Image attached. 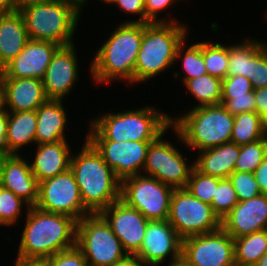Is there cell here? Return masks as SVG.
Here are the masks:
<instances>
[{
	"label": "cell",
	"mask_w": 267,
	"mask_h": 266,
	"mask_svg": "<svg viewBox=\"0 0 267 266\" xmlns=\"http://www.w3.org/2000/svg\"><path fill=\"white\" fill-rule=\"evenodd\" d=\"M0 83L2 106L8 112L36 110L48 100L42 79L0 78Z\"/></svg>",
	"instance_id": "20"
},
{
	"label": "cell",
	"mask_w": 267,
	"mask_h": 266,
	"mask_svg": "<svg viewBox=\"0 0 267 266\" xmlns=\"http://www.w3.org/2000/svg\"><path fill=\"white\" fill-rule=\"evenodd\" d=\"M32 40L72 45L81 13L66 0L17 5Z\"/></svg>",
	"instance_id": "7"
},
{
	"label": "cell",
	"mask_w": 267,
	"mask_h": 266,
	"mask_svg": "<svg viewBox=\"0 0 267 266\" xmlns=\"http://www.w3.org/2000/svg\"><path fill=\"white\" fill-rule=\"evenodd\" d=\"M170 127L150 143L142 173L155 177L173 189H185L194 162L188 164L177 148L162 139Z\"/></svg>",
	"instance_id": "11"
},
{
	"label": "cell",
	"mask_w": 267,
	"mask_h": 266,
	"mask_svg": "<svg viewBox=\"0 0 267 266\" xmlns=\"http://www.w3.org/2000/svg\"><path fill=\"white\" fill-rule=\"evenodd\" d=\"M55 0H16L17 5H28L31 3L52 2Z\"/></svg>",
	"instance_id": "52"
},
{
	"label": "cell",
	"mask_w": 267,
	"mask_h": 266,
	"mask_svg": "<svg viewBox=\"0 0 267 266\" xmlns=\"http://www.w3.org/2000/svg\"><path fill=\"white\" fill-rule=\"evenodd\" d=\"M179 22L144 23L143 38L134 69V83H143L166 71L176 61L178 46L187 38Z\"/></svg>",
	"instance_id": "5"
},
{
	"label": "cell",
	"mask_w": 267,
	"mask_h": 266,
	"mask_svg": "<svg viewBox=\"0 0 267 266\" xmlns=\"http://www.w3.org/2000/svg\"><path fill=\"white\" fill-rule=\"evenodd\" d=\"M267 157V139L240 146V153L234 165V171L254 173L256 168Z\"/></svg>",
	"instance_id": "33"
},
{
	"label": "cell",
	"mask_w": 267,
	"mask_h": 266,
	"mask_svg": "<svg viewBox=\"0 0 267 266\" xmlns=\"http://www.w3.org/2000/svg\"><path fill=\"white\" fill-rule=\"evenodd\" d=\"M60 46L51 41L30 39L9 63L0 78L42 79L53 54Z\"/></svg>",
	"instance_id": "18"
},
{
	"label": "cell",
	"mask_w": 267,
	"mask_h": 266,
	"mask_svg": "<svg viewBox=\"0 0 267 266\" xmlns=\"http://www.w3.org/2000/svg\"><path fill=\"white\" fill-rule=\"evenodd\" d=\"M171 119L177 138L189 149L203 151L231 142L232 115L222 104L192 108L187 114Z\"/></svg>",
	"instance_id": "6"
},
{
	"label": "cell",
	"mask_w": 267,
	"mask_h": 266,
	"mask_svg": "<svg viewBox=\"0 0 267 266\" xmlns=\"http://www.w3.org/2000/svg\"><path fill=\"white\" fill-rule=\"evenodd\" d=\"M29 40L25 20L18 9L0 15V56L5 65L22 51Z\"/></svg>",
	"instance_id": "25"
},
{
	"label": "cell",
	"mask_w": 267,
	"mask_h": 266,
	"mask_svg": "<svg viewBox=\"0 0 267 266\" xmlns=\"http://www.w3.org/2000/svg\"><path fill=\"white\" fill-rule=\"evenodd\" d=\"M180 0H145V12H146V23L151 22H178L177 20L171 19L170 21L165 18V20L162 18H158V15L168 8L169 6H172V4ZM160 12V13H159Z\"/></svg>",
	"instance_id": "42"
},
{
	"label": "cell",
	"mask_w": 267,
	"mask_h": 266,
	"mask_svg": "<svg viewBox=\"0 0 267 266\" xmlns=\"http://www.w3.org/2000/svg\"><path fill=\"white\" fill-rule=\"evenodd\" d=\"M239 202L246 201L260 195V188L253 173L234 171L230 176Z\"/></svg>",
	"instance_id": "37"
},
{
	"label": "cell",
	"mask_w": 267,
	"mask_h": 266,
	"mask_svg": "<svg viewBox=\"0 0 267 266\" xmlns=\"http://www.w3.org/2000/svg\"><path fill=\"white\" fill-rule=\"evenodd\" d=\"M110 4L119 5V8L125 13L138 14L140 18L138 20H131L125 22H140L146 23V12L144 0H112Z\"/></svg>",
	"instance_id": "43"
},
{
	"label": "cell",
	"mask_w": 267,
	"mask_h": 266,
	"mask_svg": "<svg viewBox=\"0 0 267 266\" xmlns=\"http://www.w3.org/2000/svg\"><path fill=\"white\" fill-rule=\"evenodd\" d=\"M236 266H255L267 253V230L234 239Z\"/></svg>",
	"instance_id": "27"
},
{
	"label": "cell",
	"mask_w": 267,
	"mask_h": 266,
	"mask_svg": "<svg viewBox=\"0 0 267 266\" xmlns=\"http://www.w3.org/2000/svg\"><path fill=\"white\" fill-rule=\"evenodd\" d=\"M169 266H193V265L185 257L180 255L174 260H171Z\"/></svg>",
	"instance_id": "50"
},
{
	"label": "cell",
	"mask_w": 267,
	"mask_h": 266,
	"mask_svg": "<svg viewBox=\"0 0 267 266\" xmlns=\"http://www.w3.org/2000/svg\"><path fill=\"white\" fill-rule=\"evenodd\" d=\"M185 42L183 41L177 49L175 61L181 59L182 60V67L184 72L183 81L197 78L199 76H203L207 74V69L204 64V58L202 54V41L190 45L185 51L183 52V46Z\"/></svg>",
	"instance_id": "32"
},
{
	"label": "cell",
	"mask_w": 267,
	"mask_h": 266,
	"mask_svg": "<svg viewBox=\"0 0 267 266\" xmlns=\"http://www.w3.org/2000/svg\"><path fill=\"white\" fill-rule=\"evenodd\" d=\"M99 214L109 224L127 254L134 256L141 248L150 220L121 199L103 209Z\"/></svg>",
	"instance_id": "15"
},
{
	"label": "cell",
	"mask_w": 267,
	"mask_h": 266,
	"mask_svg": "<svg viewBox=\"0 0 267 266\" xmlns=\"http://www.w3.org/2000/svg\"><path fill=\"white\" fill-rule=\"evenodd\" d=\"M221 104L232 115H237L244 112H255L254 90L252 92H249V97L221 99Z\"/></svg>",
	"instance_id": "41"
},
{
	"label": "cell",
	"mask_w": 267,
	"mask_h": 266,
	"mask_svg": "<svg viewBox=\"0 0 267 266\" xmlns=\"http://www.w3.org/2000/svg\"><path fill=\"white\" fill-rule=\"evenodd\" d=\"M261 194H267V157L261 162L253 173Z\"/></svg>",
	"instance_id": "45"
},
{
	"label": "cell",
	"mask_w": 267,
	"mask_h": 266,
	"mask_svg": "<svg viewBox=\"0 0 267 266\" xmlns=\"http://www.w3.org/2000/svg\"><path fill=\"white\" fill-rule=\"evenodd\" d=\"M101 154L103 160L122 181L142 174L147 151L152 141H89Z\"/></svg>",
	"instance_id": "14"
},
{
	"label": "cell",
	"mask_w": 267,
	"mask_h": 266,
	"mask_svg": "<svg viewBox=\"0 0 267 266\" xmlns=\"http://www.w3.org/2000/svg\"><path fill=\"white\" fill-rule=\"evenodd\" d=\"M240 153V145L233 142L200 151L194 161V167L205 175L217 178H229ZM200 154V155H199Z\"/></svg>",
	"instance_id": "24"
},
{
	"label": "cell",
	"mask_w": 267,
	"mask_h": 266,
	"mask_svg": "<svg viewBox=\"0 0 267 266\" xmlns=\"http://www.w3.org/2000/svg\"><path fill=\"white\" fill-rule=\"evenodd\" d=\"M76 247L82 252L88 266H114L129 257L99 213L89 214L77 221Z\"/></svg>",
	"instance_id": "8"
},
{
	"label": "cell",
	"mask_w": 267,
	"mask_h": 266,
	"mask_svg": "<svg viewBox=\"0 0 267 266\" xmlns=\"http://www.w3.org/2000/svg\"><path fill=\"white\" fill-rule=\"evenodd\" d=\"M23 205L28 204L15 195L12 191L0 187V225H14L21 217Z\"/></svg>",
	"instance_id": "36"
},
{
	"label": "cell",
	"mask_w": 267,
	"mask_h": 266,
	"mask_svg": "<svg viewBox=\"0 0 267 266\" xmlns=\"http://www.w3.org/2000/svg\"><path fill=\"white\" fill-rule=\"evenodd\" d=\"M15 266H48L46 259L16 258Z\"/></svg>",
	"instance_id": "47"
},
{
	"label": "cell",
	"mask_w": 267,
	"mask_h": 266,
	"mask_svg": "<svg viewBox=\"0 0 267 266\" xmlns=\"http://www.w3.org/2000/svg\"><path fill=\"white\" fill-rule=\"evenodd\" d=\"M5 154H0V187H1V177H2V165H3V156Z\"/></svg>",
	"instance_id": "54"
},
{
	"label": "cell",
	"mask_w": 267,
	"mask_h": 266,
	"mask_svg": "<svg viewBox=\"0 0 267 266\" xmlns=\"http://www.w3.org/2000/svg\"><path fill=\"white\" fill-rule=\"evenodd\" d=\"M6 65L2 62V58L0 56V76L3 74Z\"/></svg>",
	"instance_id": "55"
},
{
	"label": "cell",
	"mask_w": 267,
	"mask_h": 266,
	"mask_svg": "<svg viewBox=\"0 0 267 266\" xmlns=\"http://www.w3.org/2000/svg\"><path fill=\"white\" fill-rule=\"evenodd\" d=\"M66 1L72 4L81 13L83 4H85L88 0H66Z\"/></svg>",
	"instance_id": "51"
},
{
	"label": "cell",
	"mask_w": 267,
	"mask_h": 266,
	"mask_svg": "<svg viewBox=\"0 0 267 266\" xmlns=\"http://www.w3.org/2000/svg\"><path fill=\"white\" fill-rule=\"evenodd\" d=\"M78 69L75 45L60 46L42 78L48 100H63L72 91L79 78Z\"/></svg>",
	"instance_id": "17"
},
{
	"label": "cell",
	"mask_w": 267,
	"mask_h": 266,
	"mask_svg": "<svg viewBox=\"0 0 267 266\" xmlns=\"http://www.w3.org/2000/svg\"><path fill=\"white\" fill-rule=\"evenodd\" d=\"M1 187L12 191L29 207L37 203L39 182L31 170L30 162L20 155L5 154L3 156Z\"/></svg>",
	"instance_id": "21"
},
{
	"label": "cell",
	"mask_w": 267,
	"mask_h": 266,
	"mask_svg": "<svg viewBox=\"0 0 267 266\" xmlns=\"http://www.w3.org/2000/svg\"><path fill=\"white\" fill-rule=\"evenodd\" d=\"M63 100H47L36 109V144L56 143L65 138L67 115Z\"/></svg>",
	"instance_id": "23"
},
{
	"label": "cell",
	"mask_w": 267,
	"mask_h": 266,
	"mask_svg": "<svg viewBox=\"0 0 267 266\" xmlns=\"http://www.w3.org/2000/svg\"><path fill=\"white\" fill-rule=\"evenodd\" d=\"M16 258L47 259L76 246L77 221L71 216L27 208Z\"/></svg>",
	"instance_id": "1"
},
{
	"label": "cell",
	"mask_w": 267,
	"mask_h": 266,
	"mask_svg": "<svg viewBox=\"0 0 267 266\" xmlns=\"http://www.w3.org/2000/svg\"><path fill=\"white\" fill-rule=\"evenodd\" d=\"M166 113L146 106L136 110L107 113L93 119L88 141H154L171 124Z\"/></svg>",
	"instance_id": "4"
},
{
	"label": "cell",
	"mask_w": 267,
	"mask_h": 266,
	"mask_svg": "<svg viewBox=\"0 0 267 266\" xmlns=\"http://www.w3.org/2000/svg\"><path fill=\"white\" fill-rule=\"evenodd\" d=\"M70 170L84 207L91 214L100 213L120 199L121 181L87 139L80 152L72 154Z\"/></svg>",
	"instance_id": "2"
},
{
	"label": "cell",
	"mask_w": 267,
	"mask_h": 266,
	"mask_svg": "<svg viewBox=\"0 0 267 266\" xmlns=\"http://www.w3.org/2000/svg\"><path fill=\"white\" fill-rule=\"evenodd\" d=\"M239 202L237 193L229 178H222L211 202L214 213L222 220Z\"/></svg>",
	"instance_id": "35"
},
{
	"label": "cell",
	"mask_w": 267,
	"mask_h": 266,
	"mask_svg": "<svg viewBox=\"0 0 267 266\" xmlns=\"http://www.w3.org/2000/svg\"><path fill=\"white\" fill-rule=\"evenodd\" d=\"M182 239L168 220L149 221L140 250L134 255L146 266H159L166 257L181 255Z\"/></svg>",
	"instance_id": "16"
},
{
	"label": "cell",
	"mask_w": 267,
	"mask_h": 266,
	"mask_svg": "<svg viewBox=\"0 0 267 266\" xmlns=\"http://www.w3.org/2000/svg\"><path fill=\"white\" fill-rule=\"evenodd\" d=\"M186 89L197 99L198 105L193 108L221 104L222 79L205 74L183 82Z\"/></svg>",
	"instance_id": "28"
},
{
	"label": "cell",
	"mask_w": 267,
	"mask_h": 266,
	"mask_svg": "<svg viewBox=\"0 0 267 266\" xmlns=\"http://www.w3.org/2000/svg\"><path fill=\"white\" fill-rule=\"evenodd\" d=\"M202 54L207 74L224 79L228 73V46L202 42Z\"/></svg>",
	"instance_id": "31"
},
{
	"label": "cell",
	"mask_w": 267,
	"mask_h": 266,
	"mask_svg": "<svg viewBox=\"0 0 267 266\" xmlns=\"http://www.w3.org/2000/svg\"><path fill=\"white\" fill-rule=\"evenodd\" d=\"M265 125H266V127H265V137L267 139V121H265Z\"/></svg>",
	"instance_id": "58"
},
{
	"label": "cell",
	"mask_w": 267,
	"mask_h": 266,
	"mask_svg": "<svg viewBox=\"0 0 267 266\" xmlns=\"http://www.w3.org/2000/svg\"><path fill=\"white\" fill-rule=\"evenodd\" d=\"M167 220L182 240L221 229V220L211 205L200 201L186 189L173 190Z\"/></svg>",
	"instance_id": "9"
},
{
	"label": "cell",
	"mask_w": 267,
	"mask_h": 266,
	"mask_svg": "<svg viewBox=\"0 0 267 266\" xmlns=\"http://www.w3.org/2000/svg\"><path fill=\"white\" fill-rule=\"evenodd\" d=\"M36 110L8 112L5 154H17L28 144H36Z\"/></svg>",
	"instance_id": "26"
},
{
	"label": "cell",
	"mask_w": 267,
	"mask_h": 266,
	"mask_svg": "<svg viewBox=\"0 0 267 266\" xmlns=\"http://www.w3.org/2000/svg\"><path fill=\"white\" fill-rule=\"evenodd\" d=\"M114 266H146L141 260L137 259L134 256H129L124 261L117 263Z\"/></svg>",
	"instance_id": "49"
},
{
	"label": "cell",
	"mask_w": 267,
	"mask_h": 266,
	"mask_svg": "<svg viewBox=\"0 0 267 266\" xmlns=\"http://www.w3.org/2000/svg\"><path fill=\"white\" fill-rule=\"evenodd\" d=\"M173 188L155 177L138 174L121 181L120 199L148 220H167Z\"/></svg>",
	"instance_id": "10"
},
{
	"label": "cell",
	"mask_w": 267,
	"mask_h": 266,
	"mask_svg": "<svg viewBox=\"0 0 267 266\" xmlns=\"http://www.w3.org/2000/svg\"><path fill=\"white\" fill-rule=\"evenodd\" d=\"M265 121L256 112L234 115L231 142L245 145L265 138Z\"/></svg>",
	"instance_id": "29"
},
{
	"label": "cell",
	"mask_w": 267,
	"mask_h": 266,
	"mask_svg": "<svg viewBox=\"0 0 267 266\" xmlns=\"http://www.w3.org/2000/svg\"><path fill=\"white\" fill-rule=\"evenodd\" d=\"M255 112L267 121V86L264 88L254 89Z\"/></svg>",
	"instance_id": "44"
},
{
	"label": "cell",
	"mask_w": 267,
	"mask_h": 266,
	"mask_svg": "<svg viewBox=\"0 0 267 266\" xmlns=\"http://www.w3.org/2000/svg\"><path fill=\"white\" fill-rule=\"evenodd\" d=\"M2 107V89H1V83H0V108Z\"/></svg>",
	"instance_id": "56"
},
{
	"label": "cell",
	"mask_w": 267,
	"mask_h": 266,
	"mask_svg": "<svg viewBox=\"0 0 267 266\" xmlns=\"http://www.w3.org/2000/svg\"><path fill=\"white\" fill-rule=\"evenodd\" d=\"M255 266H267V253L264 254L257 262Z\"/></svg>",
	"instance_id": "53"
},
{
	"label": "cell",
	"mask_w": 267,
	"mask_h": 266,
	"mask_svg": "<svg viewBox=\"0 0 267 266\" xmlns=\"http://www.w3.org/2000/svg\"><path fill=\"white\" fill-rule=\"evenodd\" d=\"M36 208L71 216L79 221L91 214L85 207L80 190L70 168L59 175L39 182Z\"/></svg>",
	"instance_id": "12"
},
{
	"label": "cell",
	"mask_w": 267,
	"mask_h": 266,
	"mask_svg": "<svg viewBox=\"0 0 267 266\" xmlns=\"http://www.w3.org/2000/svg\"><path fill=\"white\" fill-rule=\"evenodd\" d=\"M181 255L193 266H236L234 239L222 228L183 239Z\"/></svg>",
	"instance_id": "13"
},
{
	"label": "cell",
	"mask_w": 267,
	"mask_h": 266,
	"mask_svg": "<svg viewBox=\"0 0 267 266\" xmlns=\"http://www.w3.org/2000/svg\"><path fill=\"white\" fill-rule=\"evenodd\" d=\"M17 9L16 0H0V15L12 13Z\"/></svg>",
	"instance_id": "48"
},
{
	"label": "cell",
	"mask_w": 267,
	"mask_h": 266,
	"mask_svg": "<svg viewBox=\"0 0 267 266\" xmlns=\"http://www.w3.org/2000/svg\"><path fill=\"white\" fill-rule=\"evenodd\" d=\"M144 23L121 22L96 51L90 73L97 83L125 80L134 83V69L143 38Z\"/></svg>",
	"instance_id": "3"
},
{
	"label": "cell",
	"mask_w": 267,
	"mask_h": 266,
	"mask_svg": "<svg viewBox=\"0 0 267 266\" xmlns=\"http://www.w3.org/2000/svg\"><path fill=\"white\" fill-rule=\"evenodd\" d=\"M249 79L253 89L267 86V42L251 56Z\"/></svg>",
	"instance_id": "38"
},
{
	"label": "cell",
	"mask_w": 267,
	"mask_h": 266,
	"mask_svg": "<svg viewBox=\"0 0 267 266\" xmlns=\"http://www.w3.org/2000/svg\"><path fill=\"white\" fill-rule=\"evenodd\" d=\"M254 89L249 78L242 75L227 76L222 80V97L221 99H234L249 97V92Z\"/></svg>",
	"instance_id": "39"
},
{
	"label": "cell",
	"mask_w": 267,
	"mask_h": 266,
	"mask_svg": "<svg viewBox=\"0 0 267 266\" xmlns=\"http://www.w3.org/2000/svg\"><path fill=\"white\" fill-rule=\"evenodd\" d=\"M31 170L38 182L53 178L70 168L71 149L67 140L37 144Z\"/></svg>",
	"instance_id": "22"
},
{
	"label": "cell",
	"mask_w": 267,
	"mask_h": 266,
	"mask_svg": "<svg viewBox=\"0 0 267 266\" xmlns=\"http://www.w3.org/2000/svg\"><path fill=\"white\" fill-rule=\"evenodd\" d=\"M8 125V111L2 106L0 108V154H5V141Z\"/></svg>",
	"instance_id": "46"
},
{
	"label": "cell",
	"mask_w": 267,
	"mask_h": 266,
	"mask_svg": "<svg viewBox=\"0 0 267 266\" xmlns=\"http://www.w3.org/2000/svg\"><path fill=\"white\" fill-rule=\"evenodd\" d=\"M221 228L233 239L267 230V194L238 202L221 220Z\"/></svg>",
	"instance_id": "19"
},
{
	"label": "cell",
	"mask_w": 267,
	"mask_h": 266,
	"mask_svg": "<svg viewBox=\"0 0 267 266\" xmlns=\"http://www.w3.org/2000/svg\"><path fill=\"white\" fill-rule=\"evenodd\" d=\"M46 260L48 266H88L85 257L76 246L69 250L58 252Z\"/></svg>",
	"instance_id": "40"
},
{
	"label": "cell",
	"mask_w": 267,
	"mask_h": 266,
	"mask_svg": "<svg viewBox=\"0 0 267 266\" xmlns=\"http://www.w3.org/2000/svg\"><path fill=\"white\" fill-rule=\"evenodd\" d=\"M99 1H102V2L107 3V4L108 3L110 4L112 2V0H99Z\"/></svg>",
	"instance_id": "57"
},
{
	"label": "cell",
	"mask_w": 267,
	"mask_h": 266,
	"mask_svg": "<svg viewBox=\"0 0 267 266\" xmlns=\"http://www.w3.org/2000/svg\"><path fill=\"white\" fill-rule=\"evenodd\" d=\"M266 41H258L256 39L242 40L240 44L228 45V73L227 76L242 75L250 78L251 56L265 43Z\"/></svg>",
	"instance_id": "30"
},
{
	"label": "cell",
	"mask_w": 267,
	"mask_h": 266,
	"mask_svg": "<svg viewBox=\"0 0 267 266\" xmlns=\"http://www.w3.org/2000/svg\"><path fill=\"white\" fill-rule=\"evenodd\" d=\"M220 178L205 175L193 168L185 189L200 201L211 204Z\"/></svg>",
	"instance_id": "34"
}]
</instances>
